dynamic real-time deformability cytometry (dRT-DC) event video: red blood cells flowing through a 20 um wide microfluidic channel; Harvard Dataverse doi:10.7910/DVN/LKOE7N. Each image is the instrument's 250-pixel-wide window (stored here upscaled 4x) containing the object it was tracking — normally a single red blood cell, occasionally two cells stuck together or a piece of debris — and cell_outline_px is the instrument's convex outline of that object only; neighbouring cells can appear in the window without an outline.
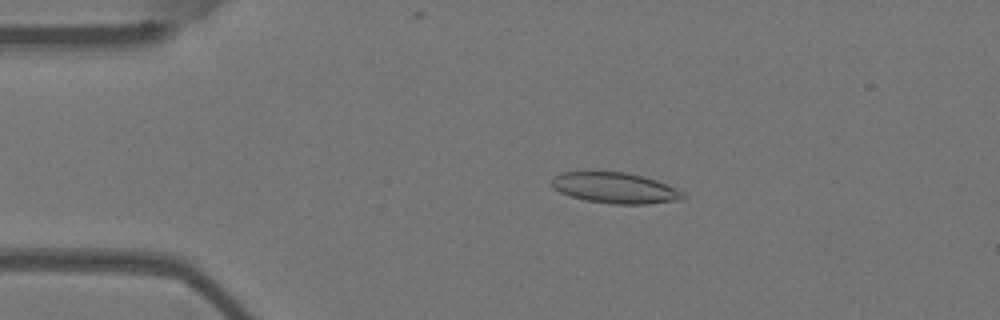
{"species": "Egyptian fruit bat (a non-hibernating species)", "species_latin": "Rousettus aegyptiacus", "temperature_condition": "warm", "stored_images_in_passage": 5, "camera_frame_rate_fps": 3000, "um_per_image_px": 0.085, "animal": {"sex": "female"}, "frame": {"image": 1, "passage_image": 3, "time_ms": 0.667, "image_size_px": [1000, 320], "cell_outline_px": [[688, 196], [684, 200], [648, 204], [612, 204], [584, 200], [560, 192], [552, 188], [552, 180], [560, 172], [624, 172], [644, 176], [656, 180], [676, 188]], "centroid_in_image_um": [52.33, 15.99], "position_along_channel_um": 32.7, "area_um2": 23.64}}
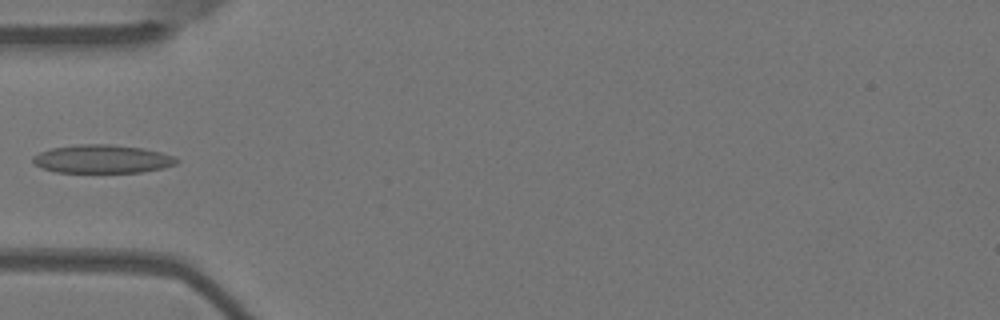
{"frame": {"image": 2, "passage_image": 5, "time_ms": 1.333, "image_size_px": [1000, 320], "cell_outline_px": [[180, 160], [176, 164], [164, 168], [140, 172], [56, 172], [40, 168], [32, 160], [32, 156], [40, 152], [52, 148], [80, 144], [108, 144], [144, 148], [176, 156]], "centroid_in_image_um": [8.72, 13.51], "position_along_channel_um": 76.3, "area_um2": 23.81}}